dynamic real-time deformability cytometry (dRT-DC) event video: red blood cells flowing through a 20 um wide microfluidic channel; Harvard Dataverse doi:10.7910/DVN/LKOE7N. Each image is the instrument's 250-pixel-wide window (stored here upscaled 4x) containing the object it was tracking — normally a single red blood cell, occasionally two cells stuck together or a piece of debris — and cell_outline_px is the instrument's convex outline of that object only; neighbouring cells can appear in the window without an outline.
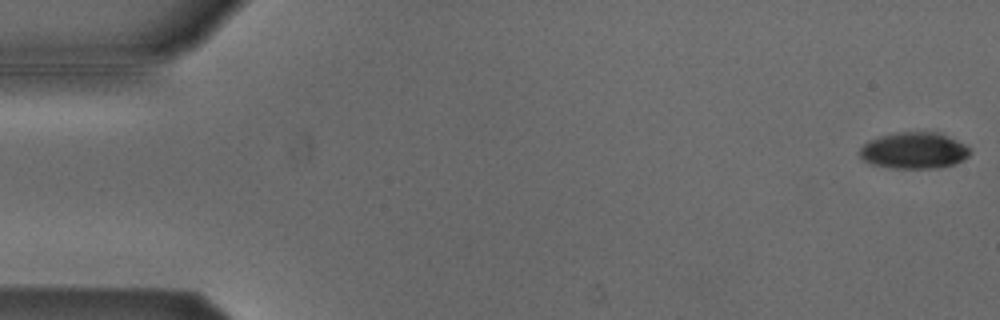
{"species": "Egyptian fruit bat (a non-hibernating species)", "species_latin": "Rousettus aegyptiacus", "temperature_condition": "cold", "stored_images_in_passage": 50, "camera_frame_rate_fps": 3000, "um_per_image_px": 0.085, "animal": {"sex": "male"}, "frame": {"image": 1, "passage_image": 1, "time_ms": 0.0, "image_size_px": [1000, 320], "cell_outline_px": [[972, 152], [968, 156], [952, 164], [940, 168], [892, 168], [872, 164], [864, 160], [856, 152], [868, 140], [880, 136], [896, 132], [940, 132], [972, 148]], "centroid_in_image_um": [77.68, 12.79], "position_along_channel_um": 7.3, "area_um2": 23.52}}
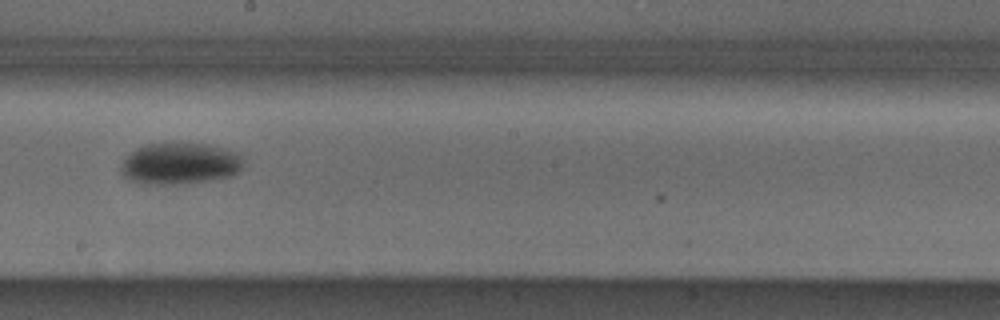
{"frame": {"image": 2, "passage_image": 30, "time_ms": 9.667, "image_size_px": [1000, 320], "cell_outline_px": [[244, 164], [232, 176], [212, 180], [184, 184], [144, 184], [128, 180], [120, 172], [120, 164], [136, 148], [144, 144], [172, 140], [208, 144], [240, 152], [244, 160]], "centroid_in_image_um": [15.29, 13.86], "position_along_channel_um": 232.9, "area_um2": 30.81}}
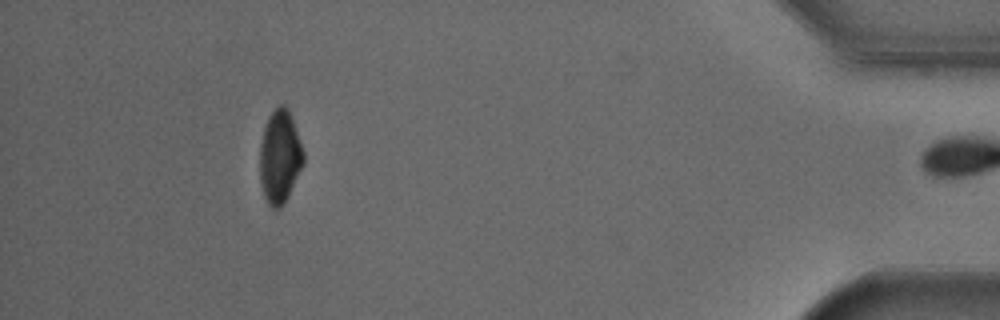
{"frame": {"image": 3, "passage_image": 49, "time_ms": 16.0, "image_size_px": [1000, 320], "cell_outline_px": [[304, 164], [288, 196], [280, 208], [272, 208], [268, 204], [264, 196], [260, 184], [260, 144], [264, 128], [268, 116], [280, 104], [284, 104], [288, 108], [304, 152]], "centroid_in_image_um": [23.78, 13.33], "position_along_channel_um": 411.4, "area_um2": 23.64}, "authors_computed_cell_mechanics": {"area_um2": 26.6747, "velocity_mm_per_s": 3.8301, "shape_relaxation_time_tau1_ms": 2.8165, "shape_relaxation_time_tau2_ms": null, "deformation_change_tau1": 0.1262, "deformation_change_tau2": null}}